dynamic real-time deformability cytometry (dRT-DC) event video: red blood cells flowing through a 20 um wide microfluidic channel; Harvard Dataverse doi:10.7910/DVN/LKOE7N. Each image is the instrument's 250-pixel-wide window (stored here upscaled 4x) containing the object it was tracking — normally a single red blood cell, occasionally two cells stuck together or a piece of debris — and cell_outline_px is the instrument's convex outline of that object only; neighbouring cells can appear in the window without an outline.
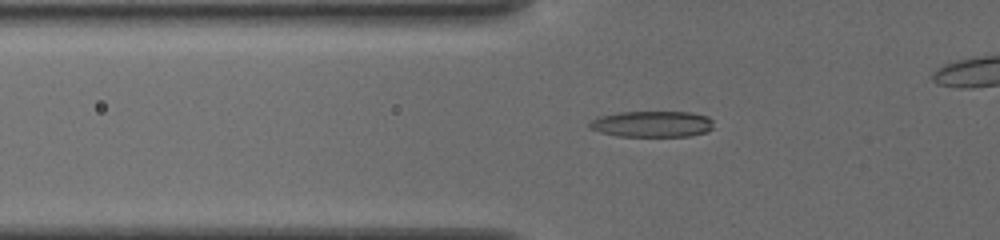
{"species": "common noctule bat (a hibernating species)", "species_latin": "Nyctalus noctula", "temperature_condition": "cold", "stored_images_in_passage": 33, "camera_frame_rate_fps": 3000, "um_per_image_px": 0.085, "animal": {"sex": "female", "body_mass_g": 19.5, "forearm_length_mm": 54.1}, "frame": {"image": 1, "passage_image": 4, "time_ms": 1.0, "image_size_px": [1000, 240], "cell_outline_px": [[712, 128], [708, 132], [688, 136], [616, 136], [600, 132], [588, 128], [588, 124], [596, 116], [616, 112], [692, 112], [708, 116], [712, 120]], "centroid_in_image_um": [55.4, 10.54], "position_along_channel_um": 70.4, "area_um2": 19.13}}
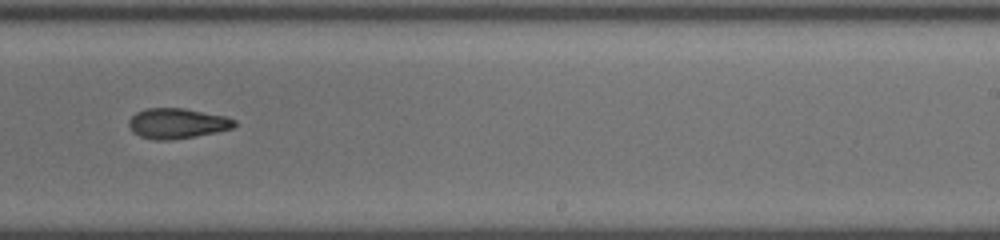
{"frame": {"image": 2, "passage_image": 20, "time_ms": 6.333, "image_size_px": [1000, 240], "cell_outline_px": [[236, 124], [232, 128], [216, 132], [196, 136], [168, 140], [156, 140], [140, 136], [132, 132], [128, 124], [128, 120], [136, 112], [148, 108], [184, 108], [228, 116], [236, 120]], "centroid_in_image_um": [15.06, 10.48], "position_along_channel_um": 273.9, "area_um2": 18.73}}
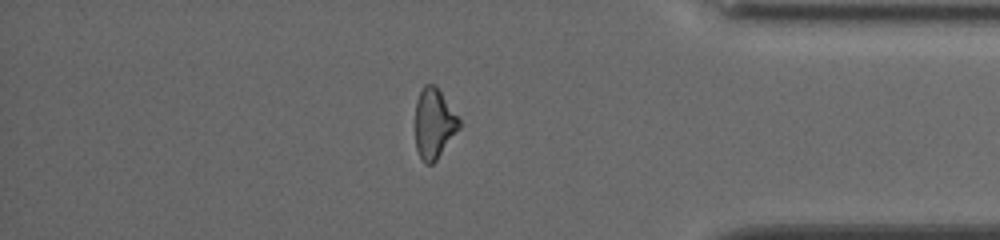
{"frame": {"image": 3, "passage_image": 31, "time_ms": 10.0, "image_size_px": [1000, 240], "cell_outline_px": [[460, 128], [436, 160], [432, 164], [424, 164], [416, 148], [416, 100], [424, 84], [436, 84], [460, 120]], "centroid_in_image_um": [36.89, 10.49], "position_along_channel_um": 398.3, "area_um2": 17.86}}